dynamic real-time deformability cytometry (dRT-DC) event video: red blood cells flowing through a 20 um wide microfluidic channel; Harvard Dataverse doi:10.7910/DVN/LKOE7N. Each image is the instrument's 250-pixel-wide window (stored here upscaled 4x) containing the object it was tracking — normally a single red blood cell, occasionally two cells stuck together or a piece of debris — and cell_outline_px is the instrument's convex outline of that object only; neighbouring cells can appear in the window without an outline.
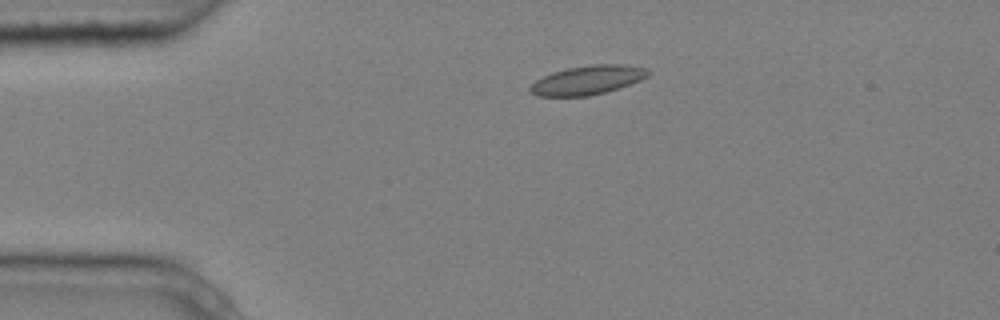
{"species": "common noctule bat (a hibernating species)", "species_latin": "Nyctalus noctula", "temperature_condition": "cold", "stored_images_in_passage": 4, "camera_frame_rate_fps": 3000, "um_per_image_px": 0.085, "animal": {"sex": "male", "body_mass_g": 20.4}, "frame": {"image": 1, "passage_image": 3, "time_ms": 0.667, "image_size_px": [1000, 320], "cell_outline_px": [[648, 76], [640, 80], [604, 92], [588, 96], [536, 96], [528, 88], [536, 80], [552, 72], [564, 68], [592, 64], [628, 64], [648, 68]], "centroid_in_image_um": [49.93, 6.78], "position_along_channel_um": 35.1, "area_um2": 19.88}}